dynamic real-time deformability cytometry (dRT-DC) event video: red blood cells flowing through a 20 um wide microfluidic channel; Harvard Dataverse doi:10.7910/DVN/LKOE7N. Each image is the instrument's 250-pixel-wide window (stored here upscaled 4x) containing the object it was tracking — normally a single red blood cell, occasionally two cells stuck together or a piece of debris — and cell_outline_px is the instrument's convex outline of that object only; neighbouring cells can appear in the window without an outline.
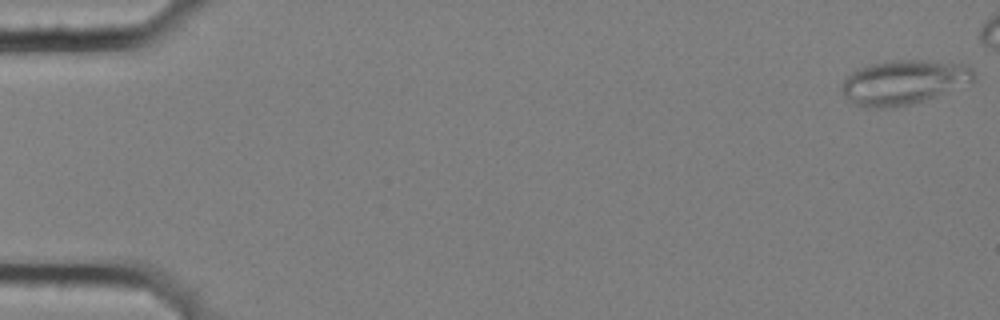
{"species": "common noctule bat (a hibernating species)", "species_latin": "Nyctalus noctula", "temperature_condition": "cold", "stored_images_in_passage": 6, "camera_frame_rate_fps": 3000, "um_per_image_px": 0.085, "animal": {"sex": "female", "body_mass_g": 25.1}, "frame": {"image": 1, "passage_image": 1, "time_ms": 0.0, "image_size_px": [1000, 320], "cell_outline_px": [[976, 76], [972, 80], [936, 96], [912, 104], [892, 108], [864, 108], [852, 104], [844, 96], [840, 88], [840, 84], [856, 68], [872, 64], [892, 60], [924, 60], [964, 64], [972, 68], [976, 72]], "centroid_in_image_um": [76.74, 7.0], "position_along_channel_um": 8.3, "area_um2": 34.28}}